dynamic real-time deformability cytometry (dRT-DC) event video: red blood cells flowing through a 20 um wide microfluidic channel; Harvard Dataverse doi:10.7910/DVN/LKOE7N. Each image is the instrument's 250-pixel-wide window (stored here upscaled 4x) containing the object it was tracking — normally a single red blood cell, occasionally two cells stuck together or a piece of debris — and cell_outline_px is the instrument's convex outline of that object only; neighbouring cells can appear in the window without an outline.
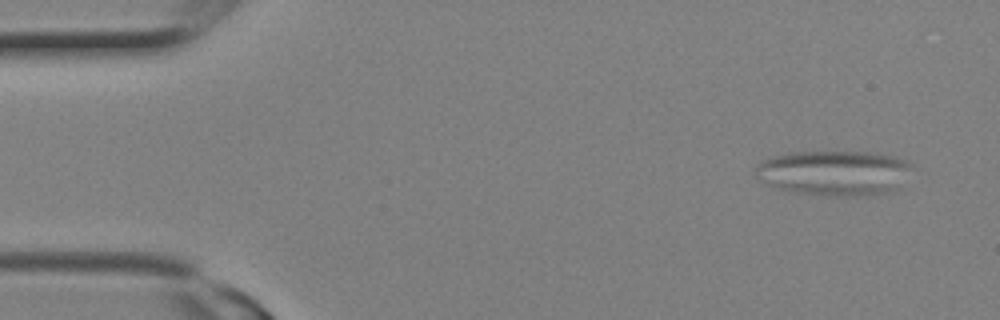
{"species": "Egyptian fruit bat (a non-hibernating species)", "species_latin": "Rousettus aegyptiacus", "temperature_condition": "room temperature", "stored_images_in_passage": 6, "camera_frame_rate_fps": 3000, "um_per_image_px": 0.085, "animal": {"sex": "female"}, "frame": {"image": 1, "passage_image": 2, "time_ms": 0.333, "image_size_px": [1000, 320], "cell_outline_px": [[912, 168], [896, 192], [868, 196], [836, 196], [796, 192], [776, 188], [760, 180], [756, 176], [756, 168], [764, 160], [772, 156], [788, 152], [872, 152], [892, 156], [908, 160], [912, 164]], "centroid_in_image_um": [70.97, 14.7], "position_along_channel_um": 14.0, "area_um2": 41.44}}